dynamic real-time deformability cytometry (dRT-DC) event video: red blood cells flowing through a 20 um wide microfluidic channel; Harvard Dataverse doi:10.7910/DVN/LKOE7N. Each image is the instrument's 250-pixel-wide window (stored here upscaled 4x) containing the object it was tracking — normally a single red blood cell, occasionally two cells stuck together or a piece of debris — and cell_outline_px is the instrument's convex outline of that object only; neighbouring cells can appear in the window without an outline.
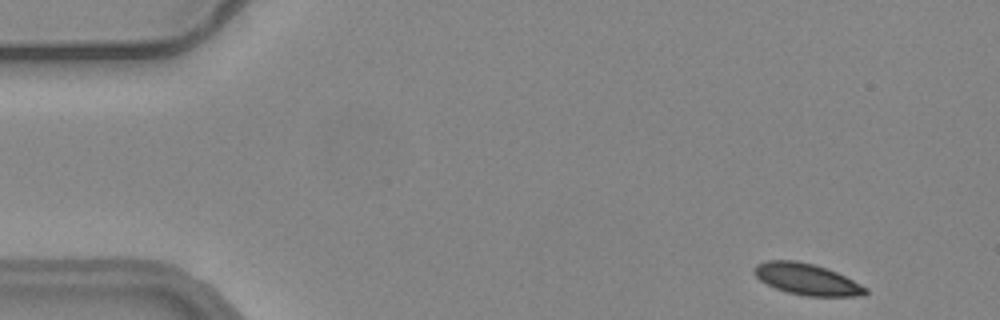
{"species": "common noctule bat (a hibernating species)", "species_latin": "Nyctalus noctula", "temperature_condition": "warm", "stored_images_in_passage": 30, "camera_frame_rate_fps": 3000, "um_per_image_px": 0.085, "animal": {"sex": "female", "body_mass_g": 24.6, "forearm_length_mm": 56.2}, "frame": {"image": 1, "passage_image": 2, "time_ms": 0.333, "image_size_px": [1000, 320], "cell_outline_px": [[868, 292], [864, 296], [808, 296], [788, 292], [776, 288], [760, 280], [752, 272], [752, 268], [756, 264], [764, 260], [796, 260], [812, 264], [836, 272], [868, 288]], "centroid_in_image_um": [68.55, 23.73], "position_along_channel_um": 16.5, "area_um2": 20.23}}
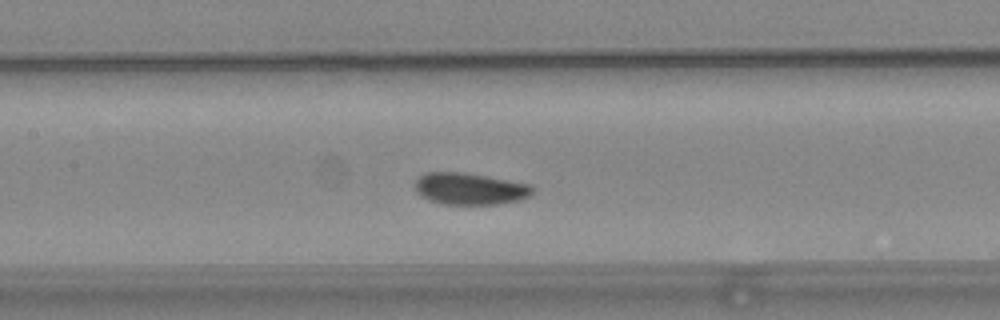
{"frame": {"image": 2, "passage_image": 23, "time_ms": 7.333, "image_size_px": [1000, 320], "cell_outline_px": [[532, 192], [528, 196], [516, 200], [500, 204], [444, 204], [428, 200], [420, 196], [416, 192], [416, 180], [424, 172], [460, 172], [484, 176], [528, 184], [532, 188]], "centroid_in_image_um": [39.86, 16.05], "position_along_channel_um": 167.5, "area_um2": 21.39}}
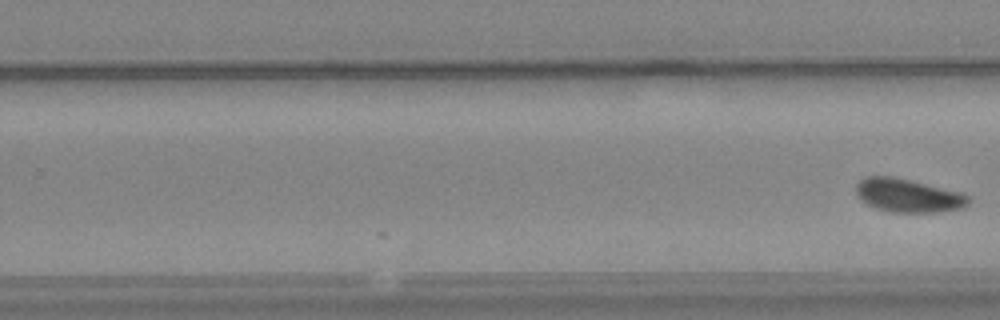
{"frame": {"image": 3, "passage_image": 30, "time_ms": 9.667, "image_size_px": [1000, 320], "cell_outline_px": [[972, 200], [964, 208], [936, 212], [892, 212], [876, 208], [860, 200], [856, 196], [856, 184], [864, 176], [892, 176], [912, 180], [960, 192], [968, 196]], "centroid_in_image_um": [77.18, 16.61], "position_along_channel_um": 252.6, "area_um2": 22.08}}